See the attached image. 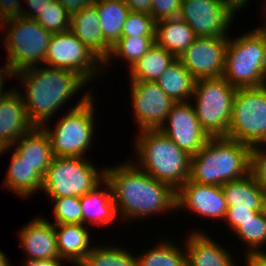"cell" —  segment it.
Returning a JSON list of instances; mask_svg holds the SVG:
<instances>
[{"label":"cell","instance_id":"11","mask_svg":"<svg viewBox=\"0 0 266 266\" xmlns=\"http://www.w3.org/2000/svg\"><path fill=\"white\" fill-rule=\"evenodd\" d=\"M44 64L48 67L76 72L88 83L93 77L96 78L97 74L104 71L103 63L71 30L52 35Z\"/></svg>","mask_w":266,"mask_h":266},{"label":"cell","instance_id":"9","mask_svg":"<svg viewBox=\"0 0 266 266\" xmlns=\"http://www.w3.org/2000/svg\"><path fill=\"white\" fill-rule=\"evenodd\" d=\"M100 173V174H99ZM85 157H53L43 177L41 191L47 197H82L105 179Z\"/></svg>","mask_w":266,"mask_h":266},{"label":"cell","instance_id":"13","mask_svg":"<svg viewBox=\"0 0 266 266\" xmlns=\"http://www.w3.org/2000/svg\"><path fill=\"white\" fill-rule=\"evenodd\" d=\"M131 105L139 130L159 129L174 102L156 82L131 81Z\"/></svg>","mask_w":266,"mask_h":266},{"label":"cell","instance_id":"33","mask_svg":"<svg viewBox=\"0 0 266 266\" xmlns=\"http://www.w3.org/2000/svg\"><path fill=\"white\" fill-rule=\"evenodd\" d=\"M234 233L246 246L248 245L246 254L265 253L266 251L260 248L266 244V210L258 212L254 218L241 222Z\"/></svg>","mask_w":266,"mask_h":266},{"label":"cell","instance_id":"23","mask_svg":"<svg viewBox=\"0 0 266 266\" xmlns=\"http://www.w3.org/2000/svg\"><path fill=\"white\" fill-rule=\"evenodd\" d=\"M221 187L227 209L266 210V191L250 173L244 178L224 183Z\"/></svg>","mask_w":266,"mask_h":266},{"label":"cell","instance_id":"48","mask_svg":"<svg viewBox=\"0 0 266 266\" xmlns=\"http://www.w3.org/2000/svg\"><path fill=\"white\" fill-rule=\"evenodd\" d=\"M3 253L4 252L0 250V266H10L9 260H7V257Z\"/></svg>","mask_w":266,"mask_h":266},{"label":"cell","instance_id":"30","mask_svg":"<svg viewBox=\"0 0 266 266\" xmlns=\"http://www.w3.org/2000/svg\"><path fill=\"white\" fill-rule=\"evenodd\" d=\"M155 36L121 37L112 47L107 60L103 63L109 67L111 58L118 57L128 62L131 69L145 53L155 45ZM109 65H108V64ZM106 64V65H105ZM105 65V66H104Z\"/></svg>","mask_w":266,"mask_h":266},{"label":"cell","instance_id":"10","mask_svg":"<svg viewBox=\"0 0 266 266\" xmlns=\"http://www.w3.org/2000/svg\"><path fill=\"white\" fill-rule=\"evenodd\" d=\"M226 138L251 148L266 146V85L237 88Z\"/></svg>","mask_w":266,"mask_h":266},{"label":"cell","instance_id":"17","mask_svg":"<svg viewBox=\"0 0 266 266\" xmlns=\"http://www.w3.org/2000/svg\"><path fill=\"white\" fill-rule=\"evenodd\" d=\"M20 246L26 259L60 258L54 224L46 218H34L19 231Z\"/></svg>","mask_w":266,"mask_h":266},{"label":"cell","instance_id":"2","mask_svg":"<svg viewBox=\"0 0 266 266\" xmlns=\"http://www.w3.org/2000/svg\"><path fill=\"white\" fill-rule=\"evenodd\" d=\"M12 76L22 79L26 92H20V95L34 127L47 126L51 116L88 83L71 70L40 65L25 68Z\"/></svg>","mask_w":266,"mask_h":266},{"label":"cell","instance_id":"3","mask_svg":"<svg viewBox=\"0 0 266 266\" xmlns=\"http://www.w3.org/2000/svg\"><path fill=\"white\" fill-rule=\"evenodd\" d=\"M251 147L226 137L210 138L191 156L189 181L222 186L250 173Z\"/></svg>","mask_w":266,"mask_h":266},{"label":"cell","instance_id":"6","mask_svg":"<svg viewBox=\"0 0 266 266\" xmlns=\"http://www.w3.org/2000/svg\"><path fill=\"white\" fill-rule=\"evenodd\" d=\"M222 77L236 88L266 85V40L256 29L228 39Z\"/></svg>","mask_w":266,"mask_h":266},{"label":"cell","instance_id":"22","mask_svg":"<svg viewBox=\"0 0 266 266\" xmlns=\"http://www.w3.org/2000/svg\"><path fill=\"white\" fill-rule=\"evenodd\" d=\"M15 152L43 177L54 157L50 138L43 127H33L15 143Z\"/></svg>","mask_w":266,"mask_h":266},{"label":"cell","instance_id":"39","mask_svg":"<svg viewBox=\"0 0 266 266\" xmlns=\"http://www.w3.org/2000/svg\"><path fill=\"white\" fill-rule=\"evenodd\" d=\"M260 211H253L249 209H227L224 221L228 222L230 230L233 232L241 225V222L247 219L254 218Z\"/></svg>","mask_w":266,"mask_h":266},{"label":"cell","instance_id":"37","mask_svg":"<svg viewBox=\"0 0 266 266\" xmlns=\"http://www.w3.org/2000/svg\"><path fill=\"white\" fill-rule=\"evenodd\" d=\"M266 146L251 148L250 174L260 187L266 191Z\"/></svg>","mask_w":266,"mask_h":266},{"label":"cell","instance_id":"31","mask_svg":"<svg viewBox=\"0 0 266 266\" xmlns=\"http://www.w3.org/2000/svg\"><path fill=\"white\" fill-rule=\"evenodd\" d=\"M113 245H93L91 251L77 266H138L137 257L131 251Z\"/></svg>","mask_w":266,"mask_h":266},{"label":"cell","instance_id":"50","mask_svg":"<svg viewBox=\"0 0 266 266\" xmlns=\"http://www.w3.org/2000/svg\"><path fill=\"white\" fill-rule=\"evenodd\" d=\"M7 145H5L1 140H0V155L4 152H6L7 150H9Z\"/></svg>","mask_w":266,"mask_h":266},{"label":"cell","instance_id":"4","mask_svg":"<svg viewBox=\"0 0 266 266\" xmlns=\"http://www.w3.org/2000/svg\"><path fill=\"white\" fill-rule=\"evenodd\" d=\"M136 136L137 167L177 191L189 179L191 156L159 129L140 130Z\"/></svg>","mask_w":266,"mask_h":266},{"label":"cell","instance_id":"42","mask_svg":"<svg viewBox=\"0 0 266 266\" xmlns=\"http://www.w3.org/2000/svg\"><path fill=\"white\" fill-rule=\"evenodd\" d=\"M132 12L151 14L152 0H123Z\"/></svg>","mask_w":266,"mask_h":266},{"label":"cell","instance_id":"40","mask_svg":"<svg viewBox=\"0 0 266 266\" xmlns=\"http://www.w3.org/2000/svg\"><path fill=\"white\" fill-rule=\"evenodd\" d=\"M19 0H0V23L10 18L22 16V7Z\"/></svg>","mask_w":266,"mask_h":266},{"label":"cell","instance_id":"19","mask_svg":"<svg viewBox=\"0 0 266 266\" xmlns=\"http://www.w3.org/2000/svg\"><path fill=\"white\" fill-rule=\"evenodd\" d=\"M70 30L102 63L107 60L111 47L104 41L96 0L71 15Z\"/></svg>","mask_w":266,"mask_h":266},{"label":"cell","instance_id":"15","mask_svg":"<svg viewBox=\"0 0 266 266\" xmlns=\"http://www.w3.org/2000/svg\"><path fill=\"white\" fill-rule=\"evenodd\" d=\"M229 37H196L178 58L197 80L223 75Z\"/></svg>","mask_w":266,"mask_h":266},{"label":"cell","instance_id":"18","mask_svg":"<svg viewBox=\"0 0 266 266\" xmlns=\"http://www.w3.org/2000/svg\"><path fill=\"white\" fill-rule=\"evenodd\" d=\"M7 91L0 98V140L11 147L34 126L28 119L19 90Z\"/></svg>","mask_w":266,"mask_h":266},{"label":"cell","instance_id":"49","mask_svg":"<svg viewBox=\"0 0 266 266\" xmlns=\"http://www.w3.org/2000/svg\"><path fill=\"white\" fill-rule=\"evenodd\" d=\"M264 26V27H263ZM262 27L257 28L256 30L264 37L266 40V23Z\"/></svg>","mask_w":266,"mask_h":266},{"label":"cell","instance_id":"7","mask_svg":"<svg viewBox=\"0 0 266 266\" xmlns=\"http://www.w3.org/2000/svg\"><path fill=\"white\" fill-rule=\"evenodd\" d=\"M94 98L86 92L69 113L58 120L54 130L43 126L47 132L55 157H85L94 136Z\"/></svg>","mask_w":266,"mask_h":266},{"label":"cell","instance_id":"28","mask_svg":"<svg viewBox=\"0 0 266 266\" xmlns=\"http://www.w3.org/2000/svg\"><path fill=\"white\" fill-rule=\"evenodd\" d=\"M96 8L104 41L112 47L121 38L130 9L123 0H96Z\"/></svg>","mask_w":266,"mask_h":266},{"label":"cell","instance_id":"44","mask_svg":"<svg viewBox=\"0 0 266 266\" xmlns=\"http://www.w3.org/2000/svg\"><path fill=\"white\" fill-rule=\"evenodd\" d=\"M61 258L30 260L26 259L23 266H63Z\"/></svg>","mask_w":266,"mask_h":266},{"label":"cell","instance_id":"1","mask_svg":"<svg viewBox=\"0 0 266 266\" xmlns=\"http://www.w3.org/2000/svg\"><path fill=\"white\" fill-rule=\"evenodd\" d=\"M119 164L105 168L104 173L112 190L118 219H143L177 209L176 191L171 186L156 180L133 161Z\"/></svg>","mask_w":266,"mask_h":266},{"label":"cell","instance_id":"26","mask_svg":"<svg viewBox=\"0 0 266 266\" xmlns=\"http://www.w3.org/2000/svg\"><path fill=\"white\" fill-rule=\"evenodd\" d=\"M196 36L189 24L180 17L161 20L156 23V44L176 58L194 42Z\"/></svg>","mask_w":266,"mask_h":266},{"label":"cell","instance_id":"41","mask_svg":"<svg viewBox=\"0 0 266 266\" xmlns=\"http://www.w3.org/2000/svg\"><path fill=\"white\" fill-rule=\"evenodd\" d=\"M29 6V10L23 8L22 10V17L29 18V19H37L41 12L48 6V3L52 0H25Z\"/></svg>","mask_w":266,"mask_h":266},{"label":"cell","instance_id":"32","mask_svg":"<svg viewBox=\"0 0 266 266\" xmlns=\"http://www.w3.org/2000/svg\"><path fill=\"white\" fill-rule=\"evenodd\" d=\"M159 243L137 257L138 266H188L186 249L183 251L171 241Z\"/></svg>","mask_w":266,"mask_h":266},{"label":"cell","instance_id":"14","mask_svg":"<svg viewBox=\"0 0 266 266\" xmlns=\"http://www.w3.org/2000/svg\"><path fill=\"white\" fill-rule=\"evenodd\" d=\"M159 130L190 156L195 155L210 139L200 126L191 101L176 102Z\"/></svg>","mask_w":266,"mask_h":266},{"label":"cell","instance_id":"36","mask_svg":"<svg viewBox=\"0 0 266 266\" xmlns=\"http://www.w3.org/2000/svg\"><path fill=\"white\" fill-rule=\"evenodd\" d=\"M155 32L156 22L151 15L130 11L122 27L121 37L155 36Z\"/></svg>","mask_w":266,"mask_h":266},{"label":"cell","instance_id":"29","mask_svg":"<svg viewBox=\"0 0 266 266\" xmlns=\"http://www.w3.org/2000/svg\"><path fill=\"white\" fill-rule=\"evenodd\" d=\"M176 57L155 45L129 70L131 81L156 82Z\"/></svg>","mask_w":266,"mask_h":266},{"label":"cell","instance_id":"46","mask_svg":"<svg viewBox=\"0 0 266 266\" xmlns=\"http://www.w3.org/2000/svg\"><path fill=\"white\" fill-rule=\"evenodd\" d=\"M7 76V77H6ZM4 77L5 78H8V77H11L12 78V75H10V74H8L7 73V71H6V69L5 68H3V66L1 67V69H0V98L3 96V94L5 93L3 90V88L5 87V86H3V82H5V80H4ZM4 80V81H3Z\"/></svg>","mask_w":266,"mask_h":266},{"label":"cell","instance_id":"16","mask_svg":"<svg viewBox=\"0 0 266 266\" xmlns=\"http://www.w3.org/2000/svg\"><path fill=\"white\" fill-rule=\"evenodd\" d=\"M176 197L177 210L186 208L204 218H225L228 206L221 186L199 184L187 180L176 191Z\"/></svg>","mask_w":266,"mask_h":266},{"label":"cell","instance_id":"12","mask_svg":"<svg viewBox=\"0 0 266 266\" xmlns=\"http://www.w3.org/2000/svg\"><path fill=\"white\" fill-rule=\"evenodd\" d=\"M235 11L239 9L230 0H182L178 17L196 37H229Z\"/></svg>","mask_w":266,"mask_h":266},{"label":"cell","instance_id":"24","mask_svg":"<svg viewBox=\"0 0 266 266\" xmlns=\"http://www.w3.org/2000/svg\"><path fill=\"white\" fill-rule=\"evenodd\" d=\"M54 228L59 257L77 266L92 249L88 228L84 224H54Z\"/></svg>","mask_w":266,"mask_h":266},{"label":"cell","instance_id":"45","mask_svg":"<svg viewBox=\"0 0 266 266\" xmlns=\"http://www.w3.org/2000/svg\"><path fill=\"white\" fill-rule=\"evenodd\" d=\"M246 266H266V253L246 254Z\"/></svg>","mask_w":266,"mask_h":266},{"label":"cell","instance_id":"21","mask_svg":"<svg viewBox=\"0 0 266 266\" xmlns=\"http://www.w3.org/2000/svg\"><path fill=\"white\" fill-rule=\"evenodd\" d=\"M102 186L107 188V191ZM80 203L84 225L89 222L93 226H105L114 222L113 220L116 218L118 219L112 190L105 179L94 189L80 197Z\"/></svg>","mask_w":266,"mask_h":266},{"label":"cell","instance_id":"35","mask_svg":"<svg viewBox=\"0 0 266 266\" xmlns=\"http://www.w3.org/2000/svg\"><path fill=\"white\" fill-rule=\"evenodd\" d=\"M54 202L53 224H83L82 207L80 197H56L50 198Z\"/></svg>","mask_w":266,"mask_h":266},{"label":"cell","instance_id":"25","mask_svg":"<svg viewBox=\"0 0 266 266\" xmlns=\"http://www.w3.org/2000/svg\"><path fill=\"white\" fill-rule=\"evenodd\" d=\"M12 153L11 162L3 182L5 188L16 195L18 194L19 197L28 198L33 196L36 191H41L43 176L15 151Z\"/></svg>","mask_w":266,"mask_h":266},{"label":"cell","instance_id":"38","mask_svg":"<svg viewBox=\"0 0 266 266\" xmlns=\"http://www.w3.org/2000/svg\"><path fill=\"white\" fill-rule=\"evenodd\" d=\"M182 0H152L151 16L155 22L176 18L179 15Z\"/></svg>","mask_w":266,"mask_h":266},{"label":"cell","instance_id":"8","mask_svg":"<svg viewBox=\"0 0 266 266\" xmlns=\"http://www.w3.org/2000/svg\"><path fill=\"white\" fill-rule=\"evenodd\" d=\"M236 90L224 77L196 80L191 101H196L199 124L210 138L228 135Z\"/></svg>","mask_w":266,"mask_h":266},{"label":"cell","instance_id":"20","mask_svg":"<svg viewBox=\"0 0 266 266\" xmlns=\"http://www.w3.org/2000/svg\"><path fill=\"white\" fill-rule=\"evenodd\" d=\"M191 234L187 236L184 245L188 266H237L232 260V254L212 240L208 234L202 230L193 231Z\"/></svg>","mask_w":266,"mask_h":266},{"label":"cell","instance_id":"43","mask_svg":"<svg viewBox=\"0 0 266 266\" xmlns=\"http://www.w3.org/2000/svg\"><path fill=\"white\" fill-rule=\"evenodd\" d=\"M66 10L72 15L79 12L85 6L93 4L95 0H58Z\"/></svg>","mask_w":266,"mask_h":266},{"label":"cell","instance_id":"27","mask_svg":"<svg viewBox=\"0 0 266 266\" xmlns=\"http://www.w3.org/2000/svg\"><path fill=\"white\" fill-rule=\"evenodd\" d=\"M156 83L174 102H188L194 93L196 79L176 58Z\"/></svg>","mask_w":266,"mask_h":266},{"label":"cell","instance_id":"47","mask_svg":"<svg viewBox=\"0 0 266 266\" xmlns=\"http://www.w3.org/2000/svg\"><path fill=\"white\" fill-rule=\"evenodd\" d=\"M239 10L245 8L248 0H230Z\"/></svg>","mask_w":266,"mask_h":266},{"label":"cell","instance_id":"34","mask_svg":"<svg viewBox=\"0 0 266 266\" xmlns=\"http://www.w3.org/2000/svg\"><path fill=\"white\" fill-rule=\"evenodd\" d=\"M36 21L48 32L56 34L70 30L71 14L58 0H52Z\"/></svg>","mask_w":266,"mask_h":266},{"label":"cell","instance_id":"5","mask_svg":"<svg viewBox=\"0 0 266 266\" xmlns=\"http://www.w3.org/2000/svg\"><path fill=\"white\" fill-rule=\"evenodd\" d=\"M0 25L4 32L6 27L8 29L4 41L2 39L7 49L4 68L8 74L44 63L52 33L35 19L22 16L4 20Z\"/></svg>","mask_w":266,"mask_h":266}]
</instances>
